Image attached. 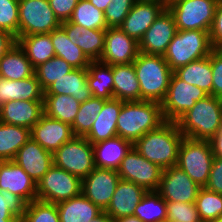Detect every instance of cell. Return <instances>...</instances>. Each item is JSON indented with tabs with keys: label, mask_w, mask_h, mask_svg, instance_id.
Masks as SVG:
<instances>
[{
	"label": "cell",
	"mask_w": 222,
	"mask_h": 222,
	"mask_svg": "<svg viewBox=\"0 0 222 222\" xmlns=\"http://www.w3.org/2000/svg\"><path fill=\"white\" fill-rule=\"evenodd\" d=\"M184 135L176 122L165 121L157 129L147 132L139 138L133 147L145 159L161 169L175 166L178 151Z\"/></svg>",
	"instance_id": "obj_1"
},
{
	"label": "cell",
	"mask_w": 222,
	"mask_h": 222,
	"mask_svg": "<svg viewBox=\"0 0 222 222\" xmlns=\"http://www.w3.org/2000/svg\"><path fill=\"white\" fill-rule=\"evenodd\" d=\"M161 104L154 101H123L117 118V135L134 144L164 123Z\"/></svg>",
	"instance_id": "obj_2"
},
{
	"label": "cell",
	"mask_w": 222,
	"mask_h": 222,
	"mask_svg": "<svg viewBox=\"0 0 222 222\" xmlns=\"http://www.w3.org/2000/svg\"><path fill=\"white\" fill-rule=\"evenodd\" d=\"M176 123L184 137L209 141L222 128V98L207 95Z\"/></svg>",
	"instance_id": "obj_3"
},
{
	"label": "cell",
	"mask_w": 222,
	"mask_h": 222,
	"mask_svg": "<svg viewBox=\"0 0 222 222\" xmlns=\"http://www.w3.org/2000/svg\"><path fill=\"white\" fill-rule=\"evenodd\" d=\"M136 77L140 84V101L162 103L166 97L172 69L164 56L139 52L133 61Z\"/></svg>",
	"instance_id": "obj_4"
},
{
	"label": "cell",
	"mask_w": 222,
	"mask_h": 222,
	"mask_svg": "<svg viewBox=\"0 0 222 222\" xmlns=\"http://www.w3.org/2000/svg\"><path fill=\"white\" fill-rule=\"evenodd\" d=\"M209 33L203 30H177L164 55L173 72L210 55L213 47Z\"/></svg>",
	"instance_id": "obj_5"
},
{
	"label": "cell",
	"mask_w": 222,
	"mask_h": 222,
	"mask_svg": "<svg viewBox=\"0 0 222 222\" xmlns=\"http://www.w3.org/2000/svg\"><path fill=\"white\" fill-rule=\"evenodd\" d=\"M214 155L208 140L184 137L178 151L177 166L200 187L208 182Z\"/></svg>",
	"instance_id": "obj_6"
},
{
	"label": "cell",
	"mask_w": 222,
	"mask_h": 222,
	"mask_svg": "<svg viewBox=\"0 0 222 222\" xmlns=\"http://www.w3.org/2000/svg\"><path fill=\"white\" fill-rule=\"evenodd\" d=\"M219 0H177L167 6L177 30L210 31Z\"/></svg>",
	"instance_id": "obj_7"
},
{
	"label": "cell",
	"mask_w": 222,
	"mask_h": 222,
	"mask_svg": "<svg viewBox=\"0 0 222 222\" xmlns=\"http://www.w3.org/2000/svg\"><path fill=\"white\" fill-rule=\"evenodd\" d=\"M53 165L82 180L95 168L92 143L85 137L74 136L53 153Z\"/></svg>",
	"instance_id": "obj_8"
},
{
	"label": "cell",
	"mask_w": 222,
	"mask_h": 222,
	"mask_svg": "<svg viewBox=\"0 0 222 222\" xmlns=\"http://www.w3.org/2000/svg\"><path fill=\"white\" fill-rule=\"evenodd\" d=\"M60 26L48 0H19L18 38L51 33Z\"/></svg>",
	"instance_id": "obj_9"
},
{
	"label": "cell",
	"mask_w": 222,
	"mask_h": 222,
	"mask_svg": "<svg viewBox=\"0 0 222 222\" xmlns=\"http://www.w3.org/2000/svg\"><path fill=\"white\" fill-rule=\"evenodd\" d=\"M82 190V180L52 166L37 184V200L57 204L78 196Z\"/></svg>",
	"instance_id": "obj_10"
},
{
	"label": "cell",
	"mask_w": 222,
	"mask_h": 222,
	"mask_svg": "<svg viewBox=\"0 0 222 222\" xmlns=\"http://www.w3.org/2000/svg\"><path fill=\"white\" fill-rule=\"evenodd\" d=\"M207 95L204 90L181 80L173 72L166 97L161 103L164 120L176 122L198 100L205 98Z\"/></svg>",
	"instance_id": "obj_11"
},
{
	"label": "cell",
	"mask_w": 222,
	"mask_h": 222,
	"mask_svg": "<svg viewBox=\"0 0 222 222\" xmlns=\"http://www.w3.org/2000/svg\"><path fill=\"white\" fill-rule=\"evenodd\" d=\"M117 171L122 180L140 185L147 191H157L163 169L145 159L132 147Z\"/></svg>",
	"instance_id": "obj_12"
},
{
	"label": "cell",
	"mask_w": 222,
	"mask_h": 222,
	"mask_svg": "<svg viewBox=\"0 0 222 222\" xmlns=\"http://www.w3.org/2000/svg\"><path fill=\"white\" fill-rule=\"evenodd\" d=\"M200 186L177 165L163 169L157 192L165 201L195 203Z\"/></svg>",
	"instance_id": "obj_13"
},
{
	"label": "cell",
	"mask_w": 222,
	"mask_h": 222,
	"mask_svg": "<svg viewBox=\"0 0 222 222\" xmlns=\"http://www.w3.org/2000/svg\"><path fill=\"white\" fill-rule=\"evenodd\" d=\"M120 179L117 170L95 167L82 179L81 193L102 211H105Z\"/></svg>",
	"instance_id": "obj_14"
},
{
	"label": "cell",
	"mask_w": 222,
	"mask_h": 222,
	"mask_svg": "<svg viewBox=\"0 0 222 222\" xmlns=\"http://www.w3.org/2000/svg\"><path fill=\"white\" fill-rule=\"evenodd\" d=\"M176 32L174 17L166 8L139 41V52L164 56Z\"/></svg>",
	"instance_id": "obj_15"
},
{
	"label": "cell",
	"mask_w": 222,
	"mask_h": 222,
	"mask_svg": "<svg viewBox=\"0 0 222 222\" xmlns=\"http://www.w3.org/2000/svg\"><path fill=\"white\" fill-rule=\"evenodd\" d=\"M138 54L139 42L119 27L106 29L104 50L99 61L111 66L129 64Z\"/></svg>",
	"instance_id": "obj_16"
},
{
	"label": "cell",
	"mask_w": 222,
	"mask_h": 222,
	"mask_svg": "<svg viewBox=\"0 0 222 222\" xmlns=\"http://www.w3.org/2000/svg\"><path fill=\"white\" fill-rule=\"evenodd\" d=\"M0 190L19 196L26 204L37 199V184L14 161H0Z\"/></svg>",
	"instance_id": "obj_17"
},
{
	"label": "cell",
	"mask_w": 222,
	"mask_h": 222,
	"mask_svg": "<svg viewBox=\"0 0 222 222\" xmlns=\"http://www.w3.org/2000/svg\"><path fill=\"white\" fill-rule=\"evenodd\" d=\"M30 136L45 150L54 153L61 145L70 141L74 134L69 124L43 114L30 129Z\"/></svg>",
	"instance_id": "obj_18"
},
{
	"label": "cell",
	"mask_w": 222,
	"mask_h": 222,
	"mask_svg": "<svg viewBox=\"0 0 222 222\" xmlns=\"http://www.w3.org/2000/svg\"><path fill=\"white\" fill-rule=\"evenodd\" d=\"M12 161L19 165L38 184L53 166V153L45 150L30 137L17 151Z\"/></svg>",
	"instance_id": "obj_19"
},
{
	"label": "cell",
	"mask_w": 222,
	"mask_h": 222,
	"mask_svg": "<svg viewBox=\"0 0 222 222\" xmlns=\"http://www.w3.org/2000/svg\"><path fill=\"white\" fill-rule=\"evenodd\" d=\"M166 8L165 3L135 2L119 28L139 42Z\"/></svg>",
	"instance_id": "obj_20"
},
{
	"label": "cell",
	"mask_w": 222,
	"mask_h": 222,
	"mask_svg": "<svg viewBox=\"0 0 222 222\" xmlns=\"http://www.w3.org/2000/svg\"><path fill=\"white\" fill-rule=\"evenodd\" d=\"M43 114V100H11L0 107V122L31 129Z\"/></svg>",
	"instance_id": "obj_21"
},
{
	"label": "cell",
	"mask_w": 222,
	"mask_h": 222,
	"mask_svg": "<svg viewBox=\"0 0 222 222\" xmlns=\"http://www.w3.org/2000/svg\"><path fill=\"white\" fill-rule=\"evenodd\" d=\"M146 193L147 190L142 186L120 179L105 212L114 220L133 216L137 204Z\"/></svg>",
	"instance_id": "obj_22"
},
{
	"label": "cell",
	"mask_w": 222,
	"mask_h": 222,
	"mask_svg": "<svg viewBox=\"0 0 222 222\" xmlns=\"http://www.w3.org/2000/svg\"><path fill=\"white\" fill-rule=\"evenodd\" d=\"M61 27L90 61L100 60L104 50L106 30L86 29L70 21L61 23Z\"/></svg>",
	"instance_id": "obj_23"
},
{
	"label": "cell",
	"mask_w": 222,
	"mask_h": 222,
	"mask_svg": "<svg viewBox=\"0 0 222 222\" xmlns=\"http://www.w3.org/2000/svg\"><path fill=\"white\" fill-rule=\"evenodd\" d=\"M123 101L112 98L106 100L102 110L97 114L91 130L84 136L92 144L117 136V118Z\"/></svg>",
	"instance_id": "obj_24"
},
{
	"label": "cell",
	"mask_w": 222,
	"mask_h": 222,
	"mask_svg": "<svg viewBox=\"0 0 222 222\" xmlns=\"http://www.w3.org/2000/svg\"><path fill=\"white\" fill-rule=\"evenodd\" d=\"M96 168L118 170L133 144L120 136L92 144Z\"/></svg>",
	"instance_id": "obj_25"
},
{
	"label": "cell",
	"mask_w": 222,
	"mask_h": 222,
	"mask_svg": "<svg viewBox=\"0 0 222 222\" xmlns=\"http://www.w3.org/2000/svg\"><path fill=\"white\" fill-rule=\"evenodd\" d=\"M87 68H73L68 74L55 80L44 94H66L82 103L93 97L87 83Z\"/></svg>",
	"instance_id": "obj_26"
},
{
	"label": "cell",
	"mask_w": 222,
	"mask_h": 222,
	"mask_svg": "<svg viewBox=\"0 0 222 222\" xmlns=\"http://www.w3.org/2000/svg\"><path fill=\"white\" fill-rule=\"evenodd\" d=\"M44 91L36 75L22 80L0 78V107L11 100H43Z\"/></svg>",
	"instance_id": "obj_27"
},
{
	"label": "cell",
	"mask_w": 222,
	"mask_h": 222,
	"mask_svg": "<svg viewBox=\"0 0 222 222\" xmlns=\"http://www.w3.org/2000/svg\"><path fill=\"white\" fill-rule=\"evenodd\" d=\"M35 75V68L16 42L0 59V78L22 80Z\"/></svg>",
	"instance_id": "obj_28"
},
{
	"label": "cell",
	"mask_w": 222,
	"mask_h": 222,
	"mask_svg": "<svg viewBox=\"0 0 222 222\" xmlns=\"http://www.w3.org/2000/svg\"><path fill=\"white\" fill-rule=\"evenodd\" d=\"M60 222H90L103 211L82 193L56 204Z\"/></svg>",
	"instance_id": "obj_29"
},
{
	"label": "cell",
	"mask_w": 222,
	"mask_h": 222,
	"mask_svg": "<svg viewBox=\"0 0 222 222\" xmlns=\"http://www.w3.org/2000/svg\"><path fill=\"white\" fill-rule=\"evenodd\" d=\"M113 97L122 101H140V84L133 62L113 66Z\"/></svg>",
	"instance_id": "obj_30"
},
{
	"label": "cell",
	"mask_w": 222,
	"mask_h": 222,
	"mask_svg": "<svg viewBox=\"0 0 222 222\" xmlns=\"http://www.w3.org/2000/svg\"><path fill=\"white\" fill-rule=\"evenodd\" d=\"M87 70V83L93 97L105 100L114 98L113 66L96 60L89 63Z\"/></svg>",
	"instance_id": "obj_31"
},
{
	"label": "cell",
	"mask_w": 222,
	"mask_h": 222,
	"mask_svg": "<svg viewBox=\"0 0 222 222\" xmlns=\"http://www.w3.org/2000/svg\"><path fill=\"white\" fill-rule=\"evenodd\" d=\"M17 43L34 68L56 56L51 33L21 36L17 39Z\"/></svg>",
	"instance_id": "obj_32"
},
{
	"label": "cell",
	"mask_w": 222,
	"mask_h": 222,
	"mask_svg": "<svg viewBox=\"0 0 222 222\" xmlns=\"http://www.w3.org/2000/svg\"><path fill=\"white\" fill-rule=\"evenodd\" d=\"M80 102L66 94H44V114L72 126L79 111Z\"/></svg>",
	"instance_id": "obj_33"
},
{
	"label": "cell",
	"mask_w": 222,
	"mask_h": 222,
	"mask_svg": "<svg viewBox=\"0 0 222 222\" xmlns=\"http://www.w3.org/2000/svg\"><path fill=\"white\" fill-rule=\"evenodd\" d=\"M183 81L195 85L204 90L208 95H212V68L210 55L186 64L174 71Z\"/></svg>",
	"instance_id": "obj_34"
},
{
	"label": "cell",
	"mask_w": 222,
	"mask_h": 222,
	"mask_svg": "<svg viewBox=\"0 0 222 222\" xmlns=\"http://www.w3.org/2000/svg\"><path fill=\"white\" fill-rule=\"evenodd\" d=\"M51 41L55 55L64 59L73 68H87L91 62L68 37L66 31L60 26L51 32Z\"/></svg>",
	"instance_id": "obj_35"
},
{
	"label": "cell",
	"mask_w": 222,
	"mask_h": 222,
	"mask_svg": "<svg viewBox=\"0 0 222 222\" xmlns=\"http://www.w3.org/2000/svg\"><path fill=\"white\" fill-rule=\"evenodd\" d=\"M30 137V129L0 122V161L13 160Z\"/></svg>",
	"instance_id": "obj_36"
},
{
	"label": "cell",
	"mask_w": 222,
	"mask_h": 222,
	"mask_svg": "<svg viewBox=\"0 0 222 222\" xmlns=\"http://www.w3.org/2000/svg\"><path fill=\"white\" fill-rule=\"evenodd\" d=\"M142 222H161L166 220V201L157 191H147L137 204L134 215Z\"/></svg>",
	"instance_id": "obj_37"
},
{
	"label": "cell",
	"mask_w": 222,
	"mask_h": 222,
	"mask_svg": "<svg viewBox=\"0 0 222 222\" xmlns=\"http://www.w3.org/2000/svg\"><path fill=\"white\" fill-rule=\"evenodd\" d=\"M69 21L86 29L106 30L108 28L104 12L89 0L78 1Z\"/></svg>",
	"instance_id": "obj_38"
},
{
	"label": "cell",
	"mask_w": 222,
	"mask_h": 222,
	"mask_svg": "<svg viewBox=\"0 0 222 222\" xmlns=\"http://www.w3.org/2000/svg\"><path fill=\"white\" fill-rule=\"evenodd\" d=\"M106 100L92 97L80 104L79 111L71 126L74 136L84 137L92 127L97 114Z\"/></svg>",
	"instance_id": "obj_39"
},
{
	"label": "cell",
	"mask_w": 222,
	"mask_h": 222,
	"mask_svg": "<svg viewBox=\"0 0 222 222\" xmlns=\"http://www.w3.org/2000/svg\"><path fill=\"white\" fill-rule=\"evenodd\" d=\"M197 211L201 220L214 222L222 217V194L201 187L196 201Z\"/></svg>",
	"instance_id": "obj_40"
},
{
	"label": "cell",
	"mask_w": 222,
	"mask_h": 222,
	"mask_svg": "<svg viewBox=\"0 0 222 222\" xmlns=\"http://www.w3.org/2000/svg\"><path fill=\"white\" fill-rule=\"evenodd\" d=\"M72 69L73 67L64 59L55 56L37 66L35 75L42 90L45 91L55 80L68 74Z\"/></svg>",
	"instance_id": "obj_41"
},
{
	"label": "cell",
	"mask_w": 222,
	"mask_h": 222,
	"mask_svg": "<svg viewBox=\"0 0 222 222\" xmlns=\"http://www.w3.org/2000/svg\"><path fill=\"white\" fill-rule=\"evenodd\" d=\"M20 222H60L56 204L33 200L26 204Z\"/></svg>",
	"instance_id": "obj_42"
},
{
	"label": "cell",
	"mask_w": 222,
	"mask_h": 222,
	"mask_svg": "<svg viewBox=\"0 0 222 222\" xmlns=\"http://www.w3.org/2000/svg\"><path fill=\"white\" fill-rule=\"evenodd\" d=\"M26 203L17 195L6 190H0V219L21 220Z\"/></svg>",
	"instance_id": "obj_43"
},
{
	"label": "cell",
	"mask_w": 222,
	"mask_h": 222,
	"mask_svg": "<svg viewBox=\"0 0 222 222\" xmlns=\"http://www.w3.org/2000/svg\"><path fill=\"white\" fill-rule=\"evenodd\" d=\"M19 0H0V29L18 39Z\"/></svg>",
	"instance_id": "obj_44"
},
{
	"label": "cell",
	"mask_w": 222,
	"mask_h": 222,
	"mask_svg": "<svg viewBox=\"0 0 222 222\" xmlns=\"http://www.w3.org/2000/svg\"><path fill=\"white\" fill-rule=\"evenodd\" d=\"M168 222H199L201 218L195 203L166 201Z\"/></svg>",
	"instance_id": "obj_45"
},
{
	"label": "cell",
	"mask_w": 222,
	"mask_h": 222,
	"mask_svg": "<svg viewBox=\"0 0 222 222\" xmlns=\"http://www.w3.org/2000/svg\"><path fill=\"white\" fill-rule=\"evenodd\" d=\"M134 3V0H112L104 11L108 28L119 27Z\"/></svg>",
	"instance_id": "obj_46"
},
{
	"label": "cell",
	"mask_w": 222,
	"mask_h": 222,
	"mask_svg": "<svg viewBox=\"0 0 222 222\" xmlns=\"http://www.w3.org/2000/svg\"><path fill=\"white\" fill-rule=\"evenodd\" d=\"M212 95L222 98V49L211 51Z\"/></svg>",
	"instance_id": "obj_47"
},
{
	"label": "cell",
	"mask_w": 222,
	"mask_h": 222,
	"mask_svg": "<svg viewBox=\"0 0 222 222\" xmlns=\"http://www.w3.org/2000/svg\"><path fill=\"white\" fill-rule=\"evenodd\" d=\"M78 1L79 0H48L50 7L60 23L70 20Z\"/></svg>",
	"instance_id": "obj_48"
},
{
	"label": "cell",
	"mask_w": 222,
	"mask_h": 222,
	"mask_svg": "<svg viewBox=\"0 0 222 222\" xmlns=\"http://www.w3.org/2000/svg\"><path fill=\"white\" fill-rule=\"evenodd\" d=\"M209 34L213 49H222V0L218 1L214 22Z\"/></svg>",
	"instance_id": "obj_49"
},
{
	"label": "cell",
	"mask_w": 222,
	"mask_h": 222,
	"mask_svg": "<svg viewBox=\"0 0 222 222\" xmlns=\"http://www.w3.org/2000/svg\"><path fill=\"white\" fill-rule=\"evenodd\" d=\"M210 191L222 194V158L214 157L209 179L205 185Z\"/></svg>",
	"instance_id": "obj_50"
},
{
	"label": "cell",
	"mask_w": 222,
	"mask_h": 222,
	"mask_svg": "<svg viewBox=\"0 0 222 222\" xmlns=\"http://www.w3.org/2000/svg\"><path fill=\"white\" fill-rule=\"evenodd\" d=\"M17 42L16 37L9 32L0 29V59L11 49Z\"/></svg>",
	"instance_id": "obj_51"
},
{
	"label": "cell",
	"mask_w": 222,
	"mask_h": 222,
	"mask_svg": "<svg viewBox=\"0 0 222 222\" xmlns=\"http://www.w3.org/2000/svg\"><path fill=\"white\" fill-rule=\"evenodd\" d=\"M214 157L222 158V128L209 140Z\"/></svg>",
	"instance_id": "obj_52"
},
{
	"label": "cell",
	"mask_w": 222,
	"mask_h": 222,
	"mask_svg": "<svg viewBox=\"0 0 222 222\" xmlns=\"http://www.w3.org/2000/svg\"><path fill=\"white\" fill-rule=\"evenodd\" d=\"M95 7H97L101 11H105L107 6L112 0H89Z\"/></svg>",
	"instance_id": "obj_53"
},
{
	"label": "cell",
	"mask_w": 222,
	"mask_h": 222,
	"mask_svg": "<svg viewBox=\"0 0 222 222\" xmlns=\"http://www.w3.org/2000/svg\"><path fill=\"white\" fill-rule=\"evenodd\" d=\"M90 222H114V219H112L105 211H103L100 215L92 219Z\"/></svg>",
	"instance_id": "obj_54"
},
{
	"label": "cell",
	"mask_w": 222,
	"mask_h": 222,
	"mask_svg": "<svg viewBox=\"0 0 222 222\" xmlns=\"http://www.w3.org/2000/svg\"><path fill=\"white\" fill-rule=\"evenodd\" d=\"M114 222H142L136 216H125L114 220Z\"/></svg>",
	"instance_id": "obj_55"
},
{
	"label": "cell",
	"mask_w": 222,
	"mask_h": 222,
	"mask_svg": "<svg viewBox=\"0 0 222 222\" xmlns=\"http://www.w3.org/2000/svg\"><path fill=\"white\" fill-rule=\"evenodd\" d=\"M134 2H154V3H165V0H134Z\"/></svg>",
	"instance_id": "obj_56"
},
{
	"label": "cell",
	"mask_w": 222,
	"mask_h": 222,
	"mask_svg": "<svg viewBox=\"0 0 222 222\" xmlns=\"http://www.w3.org/2000/svg\"><path fill=\"white\" fill-rule=\"evenodd\" d=\"M177 0H165V5L166 7L169 6L170 4L176 2Z\"/></svg>",
	"instance_id": "obj_57"
},
{
	"label": "cell",
	"mask_w": 222,
	"mask_h": 222,
	"mask_svg": "<svg viewBox=\"0 0 222 222\" xmlns=\"http://www.w3.org/2000/svg\"><path fill=\"white\" fill-rule=\"evenodd\" d=\"M0 222H20V220H1Z\"/></svg>",
	"instance_id": "obj_58"
},
{
	"label": "cell",
	"mask_w": 222,
	"mask_h": 222,
	"mask_svg": "<svg viewBox=\"0 0 222 222\" xmlns=\"http://www.w3.org/2000/svg\"><path fill=\"white\" fill-rule=\"evenodd\" d=\"M214 222H222V217L216 219Z\"/></svg>",
	"instance_id": "obj_59"
}]
</instances>
